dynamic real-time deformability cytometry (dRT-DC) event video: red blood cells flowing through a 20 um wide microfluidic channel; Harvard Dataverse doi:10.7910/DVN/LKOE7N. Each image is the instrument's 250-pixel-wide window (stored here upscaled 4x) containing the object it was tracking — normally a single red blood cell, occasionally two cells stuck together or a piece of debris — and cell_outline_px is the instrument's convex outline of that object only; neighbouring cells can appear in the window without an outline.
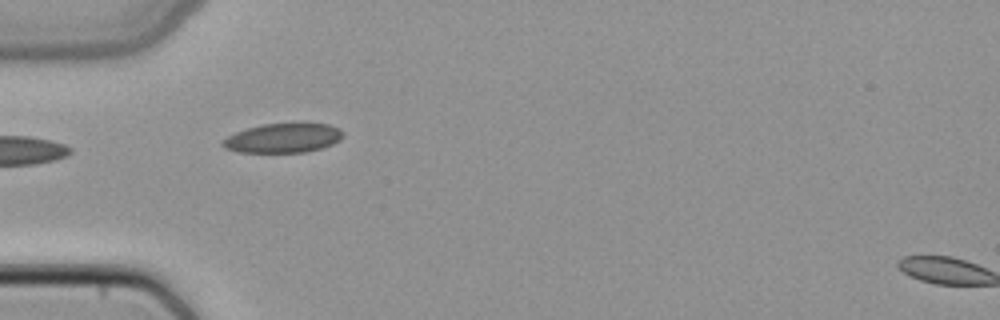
{"species": "common noctule bat (a hibernating species)", "species_latin": "Nyctalus noctula", "temperature_condition": "cold", "stored_images_in_passage": 3, "camera_frame_rate_fps": 3000, "um_per_image_px": 0.085, "animal": {"sex": "female", "body_mass_g": 22.7, "forearm_length_mm": 54.2}, "frame": {"image": 1, "passage_image": 2, "time_ms": 0.333, "image_size_px": [1000, 320], "cell_outline_px": [[344, 136], [340, 140], [332, 144], [320, 148], [304, 152], [236, 152], [224, 148], [220, 144], [220, 140], [236, 132], [248, 128], [264, 124], [296, 120], [304, 120], [328, 124], [340, 128], [344, 132]], "centroid_in_image_um": [24.1, 11.68], "position_along_channel_um": 60.9, "area_um2": 21.56}}
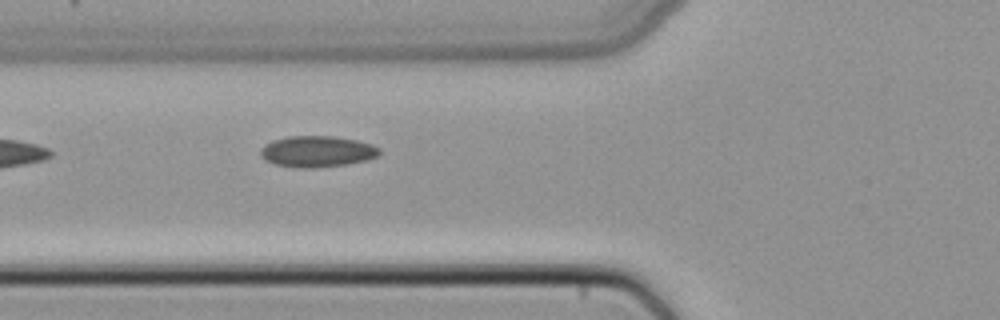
{"frame": {"image": 2, "passage_image": 3, "time_ms": 0.667, "image_size_px": [1000, 320], "cell_outline_px": [[380, 152], [376, 156], [368, 160], [348, 164], [312, 168], [292, 168], [276, 164], [264, 160], [260, 156], [260, 148], [272, 140], [288, 136], [332, 136], [356, 140], [372, 144], [380, 148]], "centroid_in_image_um": [26.93, 12.88], "position_along_channel_um": 98.9, "area_um2": 21.79}}